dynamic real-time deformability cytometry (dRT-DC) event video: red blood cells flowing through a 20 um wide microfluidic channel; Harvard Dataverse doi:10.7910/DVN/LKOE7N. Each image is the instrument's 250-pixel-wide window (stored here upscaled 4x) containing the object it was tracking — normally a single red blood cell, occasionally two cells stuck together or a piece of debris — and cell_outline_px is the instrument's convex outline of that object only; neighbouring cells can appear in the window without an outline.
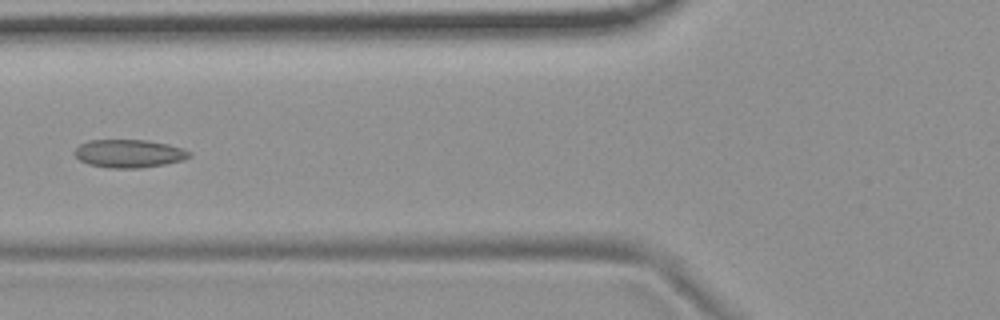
{"species": "common noctule bat (a hibernating species)", "species_latin": "Nyctalus noctula", "temperature_condition": "room temperature", "stored_images_in_passage": 9, "camera_frame_rate_fps": 3000, "um_per_image_px": 0.085, "animal": {"sex": "female", "body_mass_g": 19.9}, "frame": {"image": 1, "passage_image": 6, "time_ms": 5.667, "image_size_px": [1000, 320], "cell_outline_px": [[192, 156], [184, 160], [164, 164], [140, 168], [108, 168], [88, 164], [80, 160], [72, 152], [80, 144], [88, 140], [148, 140], [168, 144], [184, 148], [192, 152]], "centroid_in_image_um": [10.99, 13.05], "position_along_channel_um": 114.8, "area_um2": 19.02}}
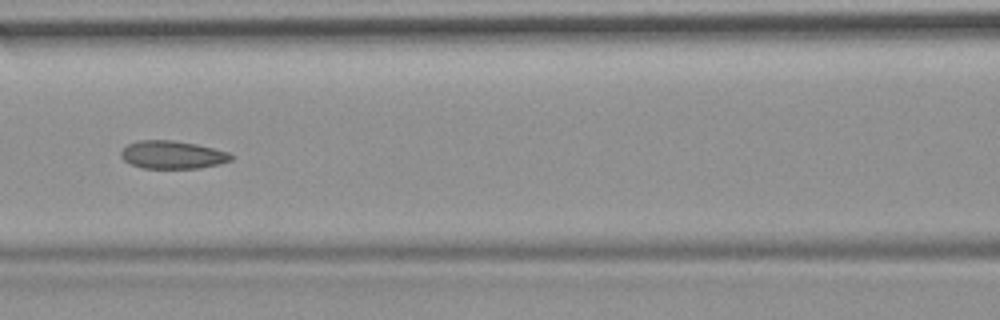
{"frame": {"image": 2, "passage_image": 7, "time_ms": 6.667, "image_size_px": [1000, 320], "cell_outline_px": [[232, 160], [220, 164], [200, 168], [144, 168], [132, 164], [124, 160], [120, 156], [120, 152], [128, 144], [140, 140], [172, 140], [196, 144], [228, 152], [232, 156]], "centroid_in_image_um": [14.66, 13.16], "position_along_channel_um": 151.9, "area_um2": 17.8}}